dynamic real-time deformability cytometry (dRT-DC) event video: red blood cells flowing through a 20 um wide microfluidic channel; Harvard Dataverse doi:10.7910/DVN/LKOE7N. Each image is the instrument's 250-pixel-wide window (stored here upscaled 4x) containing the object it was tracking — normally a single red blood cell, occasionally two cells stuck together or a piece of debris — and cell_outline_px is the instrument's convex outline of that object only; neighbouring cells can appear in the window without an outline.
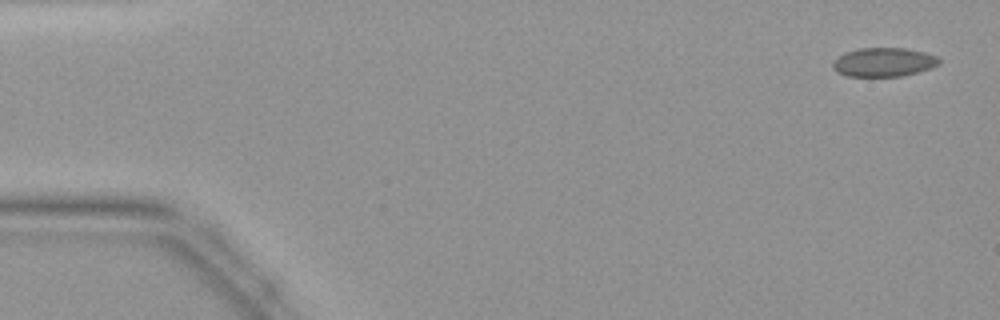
{"species": "common noctule bat (a hibernating species)", "species_latin": "Nyctalus noctula", "temperature_condition": "warm", "stored_images_in_passage": 45, "camera_frame_rate_fps": 3000, "um_per_image_px": 0.085, "animal": {"sex": "female", "body_mass_g": 19.9}, "frame": {"image": 1, "passage_image": 2, "time_ms": 0.333, "image_size_px": [1000, 320], "cell_outline_px": [[940, 64], [916, 72], [900, 76], [848, 76], [832, 68], [832, 64], [840, 56], [848, 52], [860, 48], [904, 48], [924, 52], [936, 56], [940, 60]], "centroid_in_image_um": [75.13, 5.28], "position_along_channel_um": 9.9, "area_um2": 17.46}}
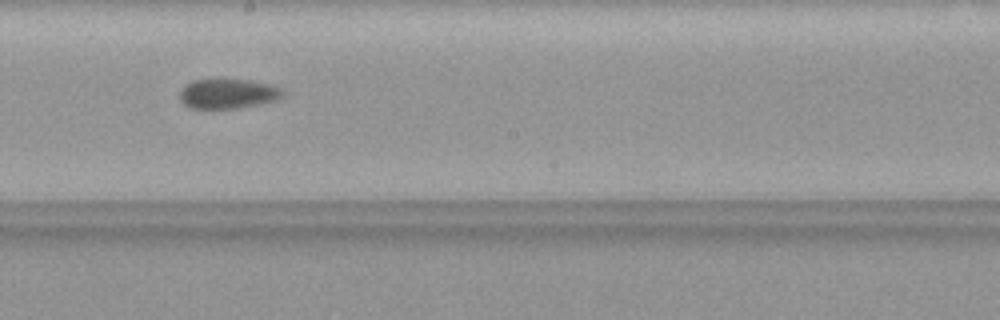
{"frame": {"image": 2, "passage_image": 25, "time_ms": 8.0, "image_size_px": [1000, 320], "cell_outline_px": [[284, 96], [276, 100], [260, 104], [236, 108], [192, 108], [184, 104], [180, 100], [180, 92], [192, 80], [216, 76], [252, 80], [272, 84], [280, 88], [284, 92]], "centroid_in_image_um": [19.39, 7.91], "position_along_channel_um": 228.8, "area_um2": 18.55}}
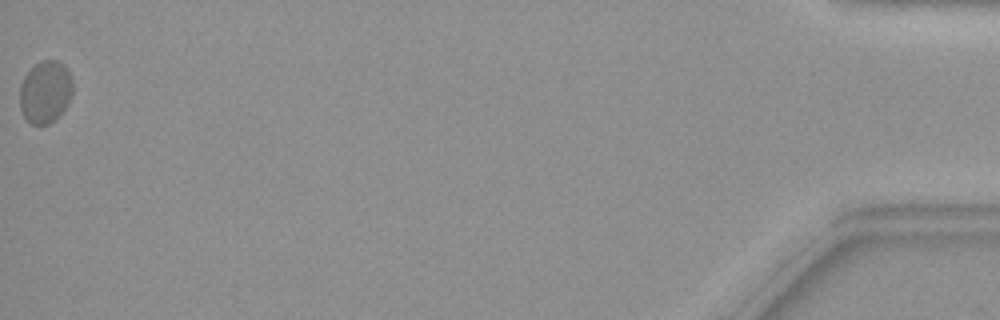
{"frame": {"image": 3, "passage_image": 45, "time_ms": 14.667, "image_size_px": [1000, 320], "cell_outline_px": [[72, 92], [68, 104], [60, 116], [56, 120], [48, 124], [32, 124], [24, 116], [20, 108], [20, 84], [24, 76], [40, 60], [56, 60], [64, 64], [72, 76]], "centroid_in_image_um": [3.87, 7.81], "position_along_channel_um": 431.3, "area_um2": 19.42}}